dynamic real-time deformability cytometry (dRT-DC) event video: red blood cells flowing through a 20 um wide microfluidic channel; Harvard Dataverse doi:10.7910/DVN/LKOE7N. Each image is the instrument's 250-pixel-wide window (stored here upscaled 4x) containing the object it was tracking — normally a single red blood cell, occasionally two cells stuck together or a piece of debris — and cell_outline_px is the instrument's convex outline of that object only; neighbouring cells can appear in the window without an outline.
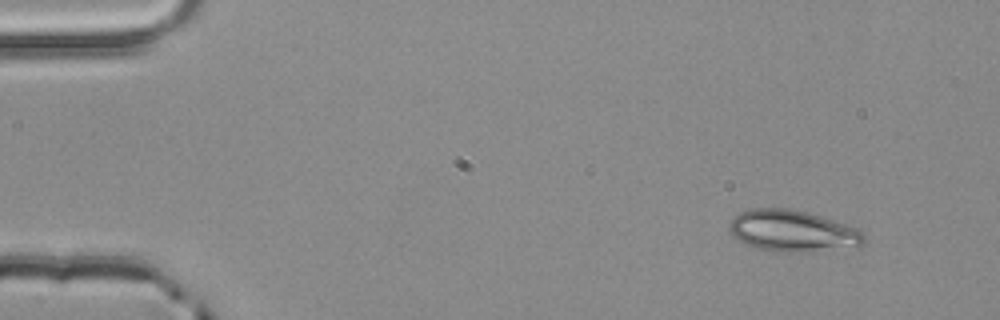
{"species": "common noctule bat (a hibernating species)", "species_latin": "Nyctalus noctula", "temperature_condition": "room temperature", "stored_images_in_passage": 4, "segment_of_instrument_passage": [2, 2], "camera_frame_rate_fps": 3000, "um_per_image_px": 0.085, "animal": {"sex": "male", "body_mass_g": 20.4}, "frame": {"image": 1, "passage_image": 4, "time_ms": 1.0, "image_size_px": [1000, 320], "cell_outline_px": [[864, 244], [860, 248], [808, 252], [768, 252], [744, 244], [732, 236], [728, 228], [728, 220], [740, 212], [752, 208], [788, 208], [808, 212], [848, 224], [864, 232]], "centroid_in_image_um": [67.38, 19.65], "position_along_channel_um": 17.6, "area_um2": 33.64}}